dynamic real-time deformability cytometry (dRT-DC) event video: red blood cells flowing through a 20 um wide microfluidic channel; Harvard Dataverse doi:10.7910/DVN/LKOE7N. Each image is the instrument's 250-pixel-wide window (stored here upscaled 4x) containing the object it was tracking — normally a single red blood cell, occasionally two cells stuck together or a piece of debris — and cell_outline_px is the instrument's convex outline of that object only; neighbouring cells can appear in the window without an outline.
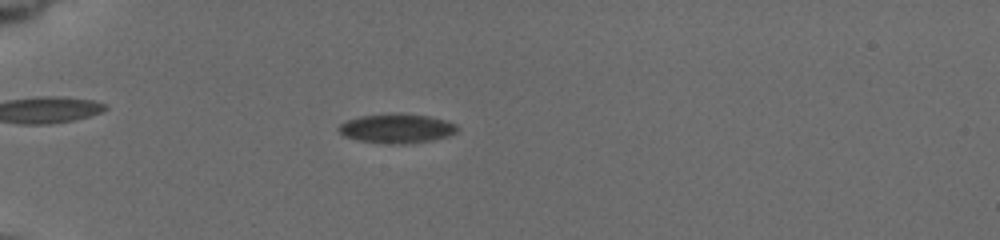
{"species": "common noctule bat (a hibernating species)", "species_latin": "Nyctalus noctula", "temperature_condition": "cold", "stored_images_in_passage": 38, "camera_frame_rate_fps": 3000, "um_per_image_px": 0.085, "animal": {"sex": "female", "body_mass_g": 19.5, "forearm_length_mm": 54.1}, "frame": {"image": 1, "passage_image": 16, "time_ms": 6.0, "image_size_px": [1000, 240], "cell_outline_px": [[460, 128], [456, 132], [448, 136], [432, 140], [404, 144], [392, 144], [360, 140], [344, 136], [336, 128], [340, 124], [348, 120], [360, 116], [400, 112], [428, 116], [444, 120], [456, 124]], "centroid_in_image_um": [33.74, 10.9], "position_along_channel_um": 51.3, "area_um2": 20.29}}
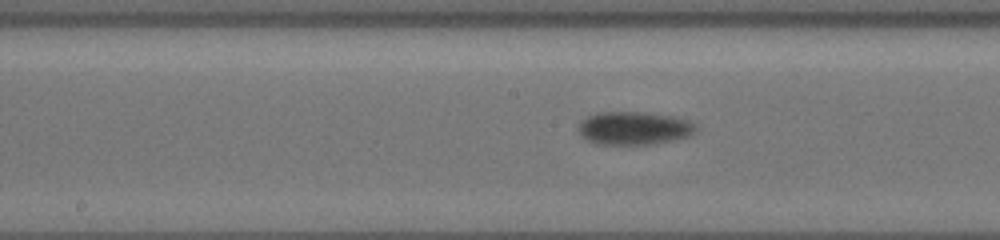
{"frame": {"image": 2, "passage_image": 29, "time_ms": 10.667, "image_size_px": [1000, 240], "cell_outline_px": [[700, 128], [688, 136], [672, 140], [648, 144], [596, 144], [588, 140], [576, 128], [580, 120], [596, 112], [644, 112], [672, 116], [688, 120], [696, 124]], "centroid_in_image_um": [53.88, 10.88], "position_along_channel_um": 194.3, "area_um2": 22.72}}
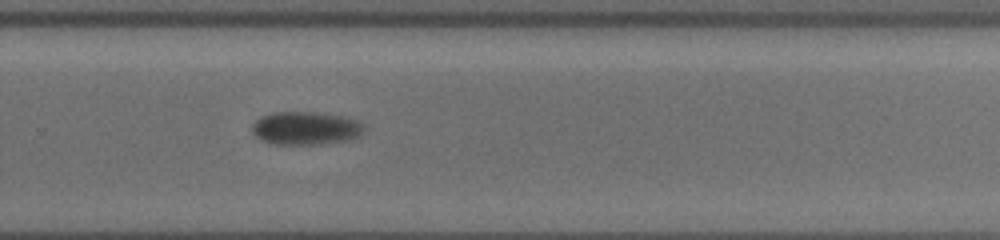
{"frame": {"image": 3, "passage_image": 38, "time_ms": 13.667, "image_size_px": [1000, 240], "cell_outline_px": [[364, 128], [356, 136], [348, 140], [312, 144], [268, 144], [260, 140], [252, 132], [252, 124], [256, 120], [272, 112], [312, 112], [344, 116], [360, 120]], "centroid_in_image_um": [25.94, 10.89], "position_along_channel_um": 303.9, "area_um2": 21.5}}